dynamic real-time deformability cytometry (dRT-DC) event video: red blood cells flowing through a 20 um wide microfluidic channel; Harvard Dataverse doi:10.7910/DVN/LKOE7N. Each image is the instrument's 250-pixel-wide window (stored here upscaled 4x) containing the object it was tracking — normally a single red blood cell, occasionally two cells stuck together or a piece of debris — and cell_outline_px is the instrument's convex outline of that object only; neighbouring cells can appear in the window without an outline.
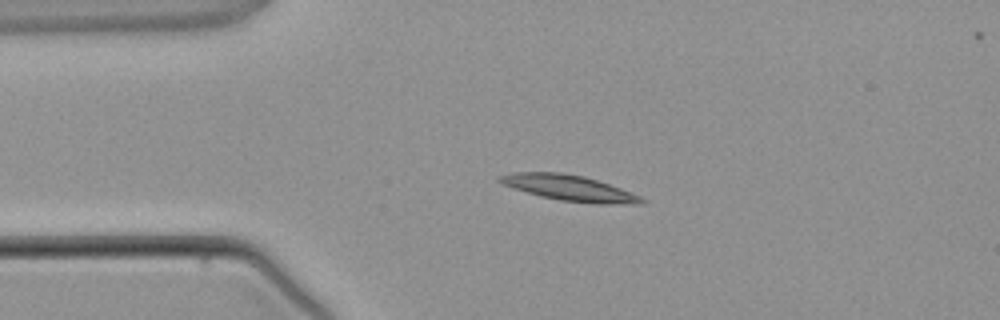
{"species": "common noctule bat (a hibernating species)", "species_latin": "Nyctalus noctula", "temperature_condition": "warm", "stored_images_in_passage": 2, "camera_frame_rate_fps": 3000, "um_per_image_px": 0.085, "animal": {"sex": "male", "body_mass_g": 21.5, "forearm_length_mm": 52.0}, "frame": {"image": 1, "passage_image": 1, "time_ms": 0.0, "image_size_px": [1000, 320], "cell_outline_px": [[644, 204], [596, 204], [560, 200], [540, 196], [512, 188], [500, 184], [496, 180], [496, 176], [516, 172], [560, 172], [584, 176], [632, 192], [640, 196], [644, 200]], "centroid_in_image_um": [48.34, 15.98], "position_along_channel_um": 36.7, "area_um2": 21.39}}